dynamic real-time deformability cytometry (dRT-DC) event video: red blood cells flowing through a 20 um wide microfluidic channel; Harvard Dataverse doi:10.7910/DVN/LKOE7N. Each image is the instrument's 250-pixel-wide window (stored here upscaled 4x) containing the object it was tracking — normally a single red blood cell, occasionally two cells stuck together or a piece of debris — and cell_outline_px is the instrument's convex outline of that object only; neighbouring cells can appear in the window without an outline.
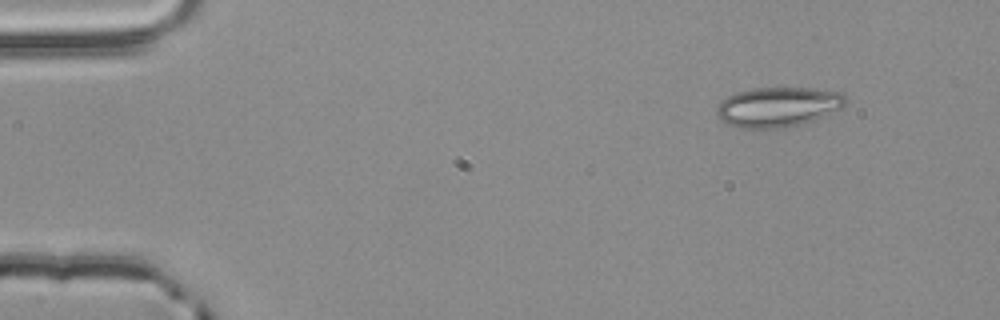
{"species": "common noctule bat (a hibernating species)", "species_latin": "Nyctalus noctula", "temperature_condition": "room temperature", "stored_images_in_passage": 3, "camera_frame_rate_fps": 3000, "um_per_image_px": 0.085, "animal": {"sex": "male", "body_mass_g": 20.4}, "frame": {"image": 1, "passage_image": 1, "time_ms": 0.0, "image_size_px": [1000, 320], "cell_outline_px": [[844, 104], [840, 108], [812, 120], [800, 124], [784, 128], [740, 128], [724, 124], [720, 120], [716, 112], [716, 108], [728, 96], [752, 88], [808, 88], [844, 92]], "centroid_in_image_um": [66.09, 9.1], "position_along_channel_um": 18.9, "area_um2": 29.59}}